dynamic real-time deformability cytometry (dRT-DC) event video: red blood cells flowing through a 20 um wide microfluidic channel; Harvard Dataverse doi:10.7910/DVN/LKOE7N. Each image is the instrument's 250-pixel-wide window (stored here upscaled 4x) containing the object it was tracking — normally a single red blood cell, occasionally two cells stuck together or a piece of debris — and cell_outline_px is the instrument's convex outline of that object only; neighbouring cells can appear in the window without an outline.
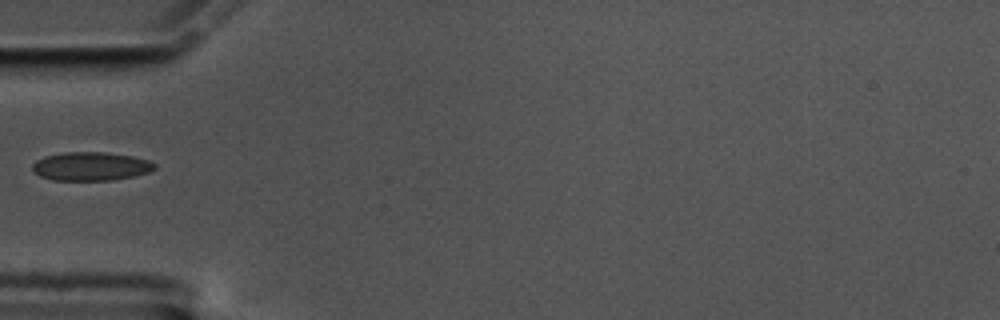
{"species": "common noctule bat (a hibernating species)", "species_latin": "Nyctalus noctula", "temperature_condition": "cold", "stored_images_in_passage": 39, "camera_frame_rate_fps": 3000, "um_per_image_px": 0.085, "animal": {"sex": "male", "body_mass_g": 17.5, "forearm_length_mm": 52.3}, "frame": {"image": 1, "passage_image": 1, "time_ms": 0.0, "image_size_px": [1000, 320], "cell_outline_px": [[156, 168], [148, 172], [132, 176], [112, 180], [52, 180], [40, 176], [32, 168], [32, 164], [36, 160], [44, 156], [64, 152], [104, 152], [132, 156], [148, 160], [156, 164]], "centroid_in_image_um": [7.7, 14.13], "position_along_channel_um": 77.3, "area_um2": 20.29}}
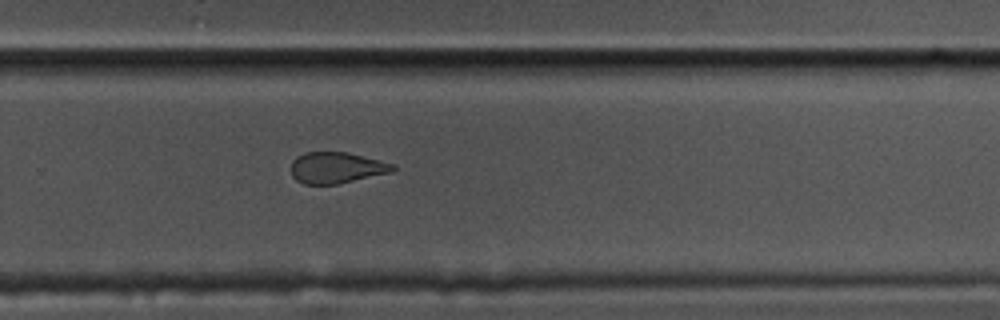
{"frame": {"image": 2, "passage_image": 20, "time_ms": 6.333, "image_size_px": [1000, 320], "cell_outline_px": [[396, 168], [392, 172], [336, 184], [304, 184], [296, 180], [292, 176], [292, 160], [296, 156], [304, 152], [348, 152], [396, 164]], "centroid_in_image_um": [28.61, 14.24], "position_along_channel_um": 301.2, "area_um2": 18.55}}
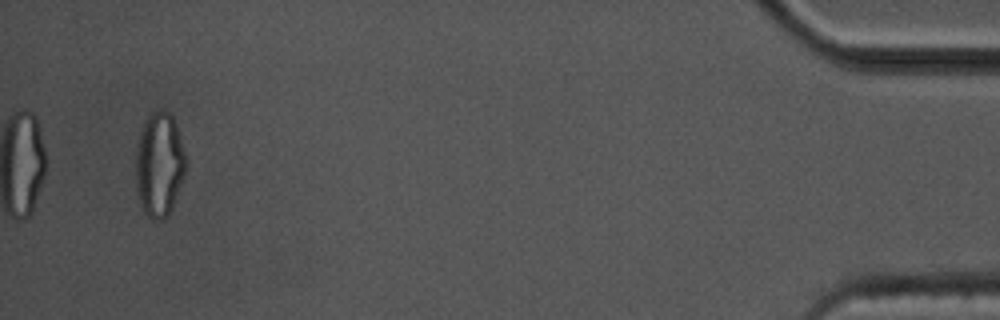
{"frame": {"image": 3, "passage_image": 37, "time_ms": 12.0, "image_size_px": [1000, 320], "cell_outline_px": [[188, 164], [184, 176], [172, 208], [168, 216], [164, 220], [152, 220], [144, 212], [140, 204], [136, 188], [136, 144], [144, 120], [152, 112], [168, 112], [172, 116], [176, 124], [188, 160]], "centroid_in_image_um": [13.55, 14.02], "position_along_channel_um": 421.6, "area_um2": 30.87}}